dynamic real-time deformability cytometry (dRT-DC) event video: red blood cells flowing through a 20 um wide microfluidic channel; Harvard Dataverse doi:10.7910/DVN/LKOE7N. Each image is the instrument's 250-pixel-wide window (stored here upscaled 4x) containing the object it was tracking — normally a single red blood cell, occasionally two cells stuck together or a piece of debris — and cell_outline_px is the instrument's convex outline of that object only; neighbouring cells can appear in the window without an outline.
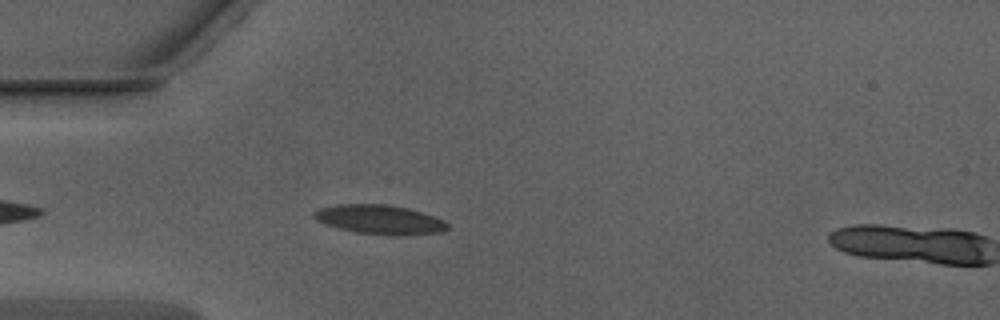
{"species": "Egyptian fruit bat (a non-hibernating species)", "species_latin": "Rousettus aegyptiacus", "temperature_condition": "warm", "stored_images_in_passage": 6, "camera_frame_rate_fps": 3000, "um_per_image_px": 0.085, "animal": {"sex": "male"}, "frame": {"image": 1, "passage_image": 5, "time_ms": 1.333, "image_size_px": [1000, 320], "cell_outline_px": [[448, 228], [440, 232], [396, 236], [392, 236], [356, 232], [340, 228], [316, 220], [312, 216], [312, 212], [320, 208], [336, 204], [384, 204], [408, 208], [444, 220], [448, 224]], "centroid_in_image_um": [32.25, 18.66], "position_along_channel_um": 52.7, "area_um2": 22.6}}